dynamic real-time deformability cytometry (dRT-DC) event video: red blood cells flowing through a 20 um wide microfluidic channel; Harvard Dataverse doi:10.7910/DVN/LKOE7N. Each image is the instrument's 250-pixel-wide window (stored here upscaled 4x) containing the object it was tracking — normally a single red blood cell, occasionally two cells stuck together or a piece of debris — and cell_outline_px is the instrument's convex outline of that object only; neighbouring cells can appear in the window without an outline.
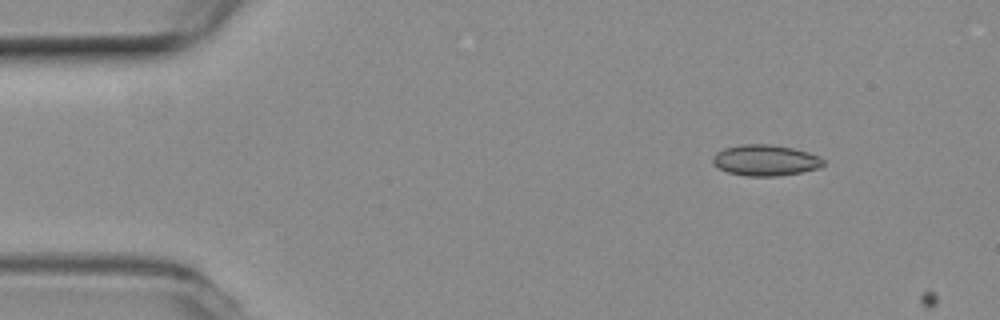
{"species": "common noctule bat (a hibernating species)", "species_latin": "Nyctalus noctula", "temperature_condition": "room temperature", "stored_images_in_passage": 7, "camera_frame_rate_fps": 3000, "um_per_image_px": 0.085, "animal": {"sex": "female", "body_mass_g": 19.3, "forearm_length_mm": 54.1}, "frame": {"image": 1, "passage_image": 6, "time_ms": 1.667, "image_size_px": [1000, 320], "cell_outline_px": [[824, 164], [820, 168], [800, 172], [776, 176], [744, 176], [728, 172], [720, 168], [712, 160], [712, 156], [716, 152], [724, 148], [740, 144], [772, 144], [792, 148], [808, 152], [820, 156], [824, 160]], "centroid_in_image_um": [65.07, 13.61], "position_along_channel_um": 19.9, "area_um2": 20.0}}